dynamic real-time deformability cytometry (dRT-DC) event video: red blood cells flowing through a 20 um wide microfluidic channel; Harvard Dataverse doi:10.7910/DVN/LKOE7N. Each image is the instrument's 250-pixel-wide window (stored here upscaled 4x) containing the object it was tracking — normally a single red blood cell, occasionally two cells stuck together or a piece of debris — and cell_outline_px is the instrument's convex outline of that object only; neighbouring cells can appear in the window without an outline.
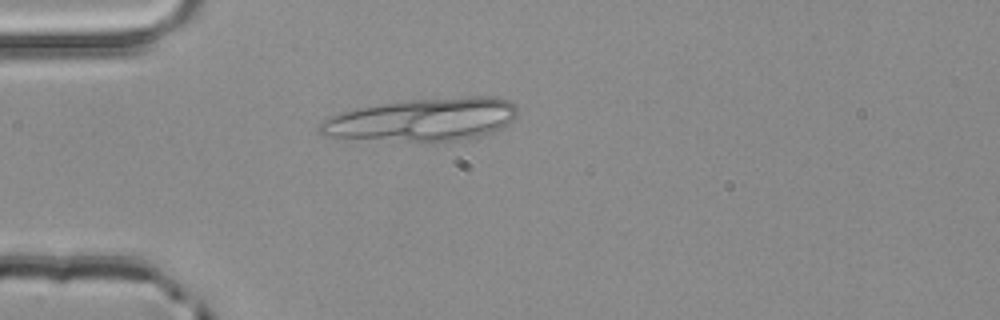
{"species": "common noctule bat (a hibernating species)", "species_latin": "Nyctalus noctula", "temperature_condition": "room temperature", "stored_images_in_passage": 3, "camera_frame_rate_fps": 3000, "um_per_image_px": 0.085, "animal": {"sex": "male", "body_mass_g": 20.4}, "frame": {"image": 1, "passage_image": 3, "time_ms": 0.667, "image_size_px": [1000, 320], "cell_outline_px": [[516, 116], [508, 124], [492, 132], [456, 140], [432, 144], [324, 136], [316, 128], [324, 120], [340, 112], [356, 108], [412, 100], [464, 96], [496, 96], [508, 100], [516, 104]], "centroid_in_image_um": [35.93, 10.19], "position_along_channel_um": 49.1, "area_um2": 49.82}}